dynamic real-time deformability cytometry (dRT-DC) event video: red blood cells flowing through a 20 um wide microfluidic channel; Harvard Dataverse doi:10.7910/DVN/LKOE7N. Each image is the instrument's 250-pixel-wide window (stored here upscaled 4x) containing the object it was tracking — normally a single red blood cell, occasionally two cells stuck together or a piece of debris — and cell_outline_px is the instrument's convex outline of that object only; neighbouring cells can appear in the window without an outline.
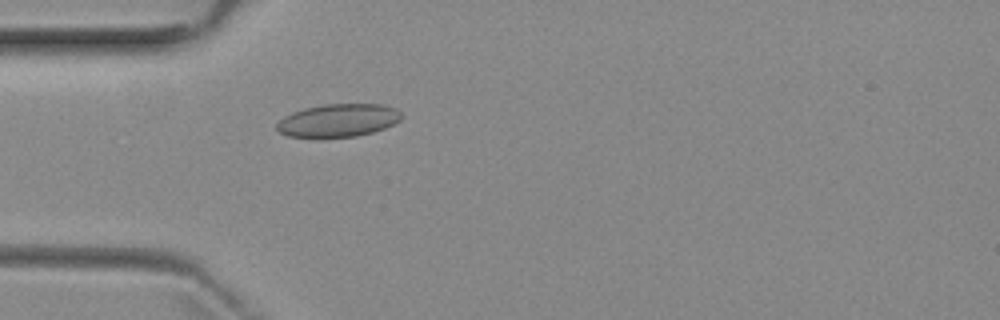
{"species": "common noctule bat (a hibernating species)", "species_latin": "Nyctalus noctula", "temperature_condition": "room temperature", "stored_images_in_passage": 3, "camera_frame_rate_fps": 3000, "um_per_image_px": 0.085, "animal": {"sex": "female", "body_mass_g": 29.2, "forearm_length_mm": 56.3}, "frame": {"image": 1, "passage_image": 3, "time_ms": 2.333, "image_size_px": [1000, 320], "cell_outline_px": [[404, 116], [400, 120], [384, 128], [372, 132], [356, 136], [288, 136], [280, 132], [276, 128], [276, 124], [284, 116], [292, 112], [304, 108], [324, 104], [384, 104], [396, 108]], "centroid_in_image_um": [28.77, 10.2], "position_along_channel_um": 56.2, "area_um2": 23.7}}